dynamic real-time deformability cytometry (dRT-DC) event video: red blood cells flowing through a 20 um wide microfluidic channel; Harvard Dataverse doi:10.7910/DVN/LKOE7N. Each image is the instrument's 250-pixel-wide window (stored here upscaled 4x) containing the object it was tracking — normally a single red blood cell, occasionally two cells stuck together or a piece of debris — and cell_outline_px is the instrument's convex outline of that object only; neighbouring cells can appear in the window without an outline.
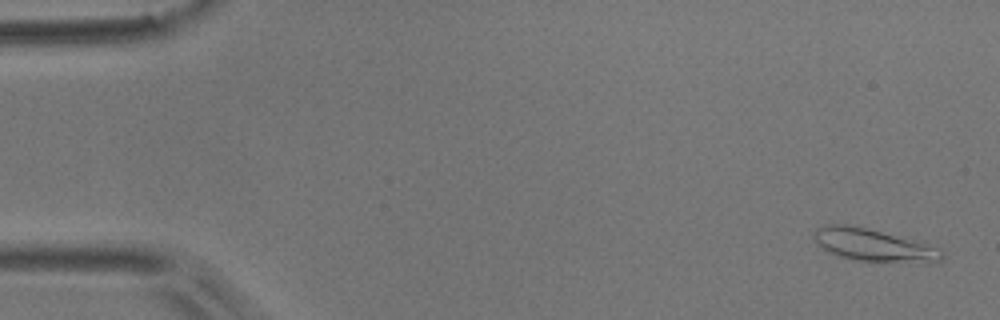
{"species": "common noctule bat (a hibernating species)", "species_latin": "Nyctalus noctula", "temperature_condition": "room temperature", "stored_images_in_passage": 5, "camera_frame_rate_fps": 3000, "um_per_image_px": 0.085, "animal": {"sex": "male", "body_mass_g": 17.9}, "frame": {"image": 1, "passage_image": 2, "time_ms": 0.333, "image_size_px": [1000, 320], "cell_outline_px": [[944, 256], [940, 264], [916, 264], [860, 260], [840, 256], [828, 252], [812, 236], [816, 228], [824, 224], [844, 224], [928, 240], [944, 252]], "centroid_in_image_um": [74.49, 20.85], "position_along_channel_um": 10.5, "area_um2": 25.43}}